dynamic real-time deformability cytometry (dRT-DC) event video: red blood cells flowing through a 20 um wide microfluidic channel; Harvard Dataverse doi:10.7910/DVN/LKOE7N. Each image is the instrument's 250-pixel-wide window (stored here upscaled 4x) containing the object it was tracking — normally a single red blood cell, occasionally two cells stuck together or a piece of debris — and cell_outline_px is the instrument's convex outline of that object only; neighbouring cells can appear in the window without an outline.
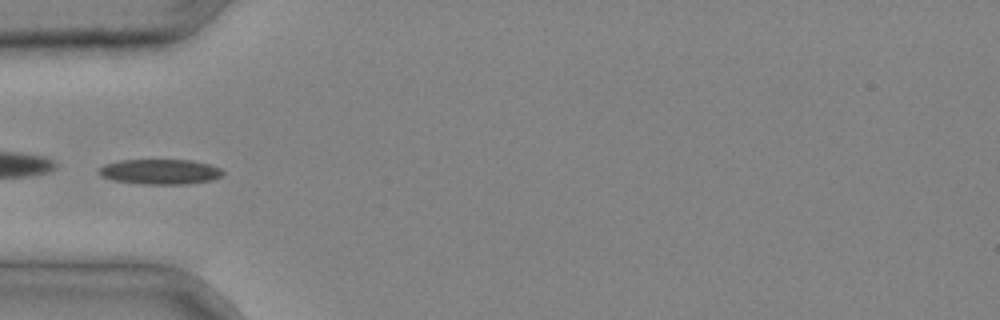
{"species": "common noctule bat (a hibernating species)", "species_latin": "Nyctalus noctula", "temperature_condition": "cold", "stored_images_in_passage": 4, "camera_frame_rate_fps": 3000, "um_per_image_px": 0.085, "animal": {"sex": "male", "body_mass_g": 20.4}, "frame": {"image": 1, "passage_image": 4, "time_ms": 1.0, "image_size_px": [1000, 320], "cell_outline_px": [[224, 172], [220, 176], [212, 180], [188, 184], [144, 184], [112, 180], [100, 176], [96, 172], [104, 164], [120, 160], [192, 160], [208, 164], [220, 168]], "centroid_in_image_um": [13.57, 14.6], "position_along_channel_um": 71.4, "area_um2": 18.21}}